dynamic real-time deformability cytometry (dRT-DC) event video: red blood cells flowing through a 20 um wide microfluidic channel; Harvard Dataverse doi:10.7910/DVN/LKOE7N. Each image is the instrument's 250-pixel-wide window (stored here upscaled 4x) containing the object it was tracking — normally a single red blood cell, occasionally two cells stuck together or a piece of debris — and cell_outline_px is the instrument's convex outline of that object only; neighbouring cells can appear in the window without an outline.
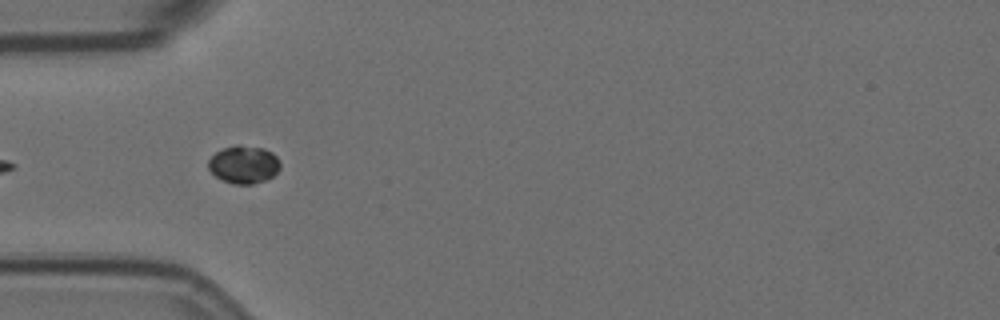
{"species": "Egyptian fruit bat (a non-hibernating species)", "species_latin": "Rousettus aegyptiacus", "temperature_condition": "room temperature", "stored_images_in_passage": 11, "camera_frame_rate_fps": 3000, "um_per_image_px": 0.085, "animal": {"sex": "female"}, "frame": {"image": 1, "passage_image": 4, "time_ms": 1.0, "image_size_px": [1000, 320], "cell_outline_px": [[280, 168], [272, 176], [264, 180], [252, 184], [232, 184], [216, 176], [208, 168], [208, 160], [216, 152], [224, 148], [236, 144], [240, 144], [264, 148], [272, 152], [276, 156], [280, 164]], "centroid_in_image_um": [20.72, 13.96], "position_along_channel_um": 64.3, "area_um2": 15.78}}